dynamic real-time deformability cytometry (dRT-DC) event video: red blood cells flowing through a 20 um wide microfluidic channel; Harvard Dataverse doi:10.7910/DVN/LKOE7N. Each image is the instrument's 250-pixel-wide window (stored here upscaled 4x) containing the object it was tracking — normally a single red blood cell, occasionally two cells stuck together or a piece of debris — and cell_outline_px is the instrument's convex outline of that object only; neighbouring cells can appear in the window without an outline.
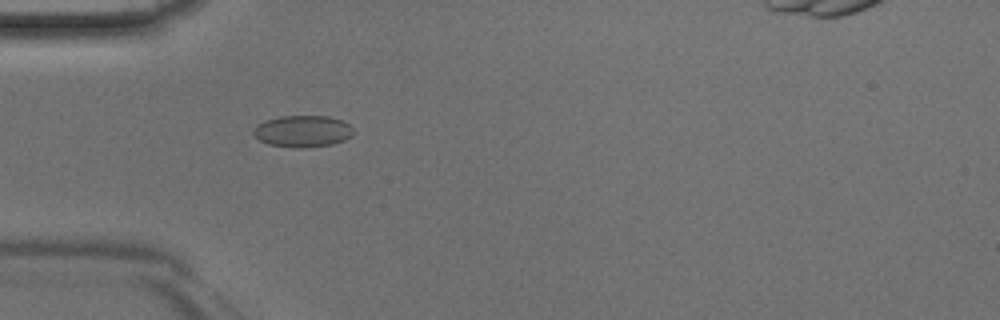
{"species": "Egyptian fruit bat (a non-hibernating species)", "species_latin": "Rousettus aegyptiacus", "temperature_condition": "room temperature", "stored_images_in_passage": 36, "camera_frame_rate_fps": 3000, "um_per_image_px": 0.085, "animal": {"sex": "male"}, "frame": {"image": 1, "passage_image": 5, "time_ms": 1.333, "image_size_px": [1000, 320], "cell_outline_px": [[356, 132], [352, 136], [344, 140], [332, 144], [304, 148], [292, 148], [268, 144], [260, 140], [252, 132], [252, 128], [256, 124], [264, 120], [280, 116], [328, 116], [340, 120], [348, 124]], "centroid_in_image_um": [25.71, 11.16], "position_along_channel_um": 59.3, "area_um2": 18.67}}
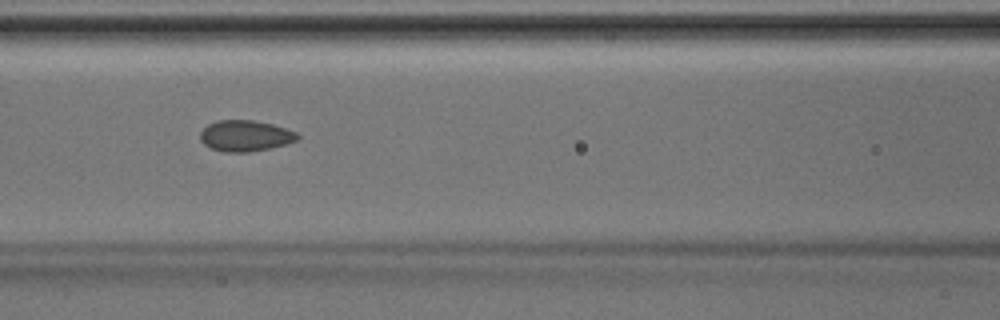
{"frame": {"image": 2, "passage_image": 11, "time_ms": 3.333, "image_size_px": [1000, 320], "cell_outline_px": [[300, 136], [296, 140], [284, 144], [268, 148], [248, 152], [224, 152], [212, 148], [204, 144], [200, 140], [200, 132], [208, 124], [216, 120], [252, 120], [272, 124], [296, 132]], "centroid_in_image_um": [20.81, 11.53], "position_along_channel_um": 145.8, "area_um2": 17.4}}
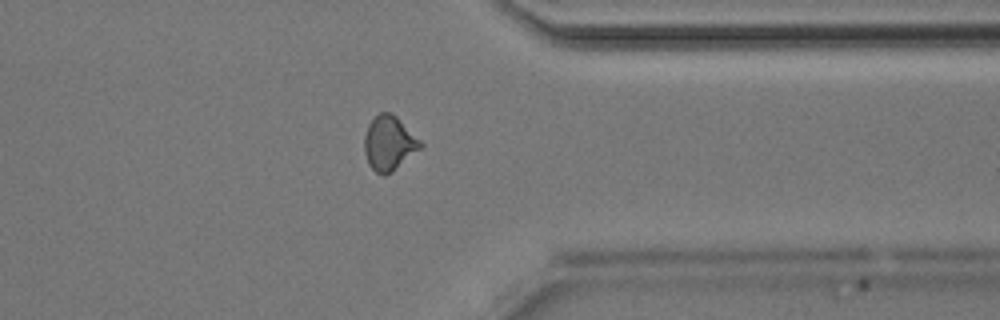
{"frame": {"image": 3, "passage_image": 27, "time_ms": 8.667, "image_size_px": [1000, 320], "cell_outline_px": [[424, 144], [420, 148], [392, 172], [384, 176], [376, 172], [368, 164], [364, 152], [364, 136], [368, 124], [380, 112], [388, 112], [396, 116]], "centroid_in_image_um": [33.05, 12.18], "position_along_channel_um": 378.4, "area_um2": 17.63}}